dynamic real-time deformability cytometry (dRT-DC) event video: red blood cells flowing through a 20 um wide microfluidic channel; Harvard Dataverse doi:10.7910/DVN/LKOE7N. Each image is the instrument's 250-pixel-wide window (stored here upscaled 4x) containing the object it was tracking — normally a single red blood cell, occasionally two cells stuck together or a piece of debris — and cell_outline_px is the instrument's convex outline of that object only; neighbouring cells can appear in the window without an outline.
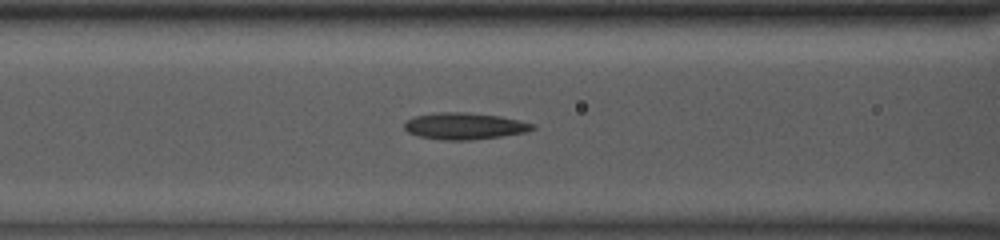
{"species": "common noctule bat (a hibernating species)", "species_latin": "Nyctalus noctula", "temperature_condition": "room temperature", "stored_images_in_passage": 50, "camera_frame_rate_fps": 3000, "um_per_image_px": 0.085, "animal": {"sex": "male", "body_mass_g": 13.0, "forearm_length_mm": 53.1}, "frame": {"image": 1, "passage_image": 20, "time_ms": 6.333, "image_size_px": [1000, 240], "cell_outline_px": [[536, 128], [528, 132], [500, 136], [468, 140], [444, 140], [420, 136], [408, 132], [404, 128], [404, 120], [412, 116], [436, 112], [468, 112], [500, 116], [536, 124]], "centroid_in_image_um": [39.47, 10.7], "position_along_channel_um": 127.1, "area_um2": 20.06}}
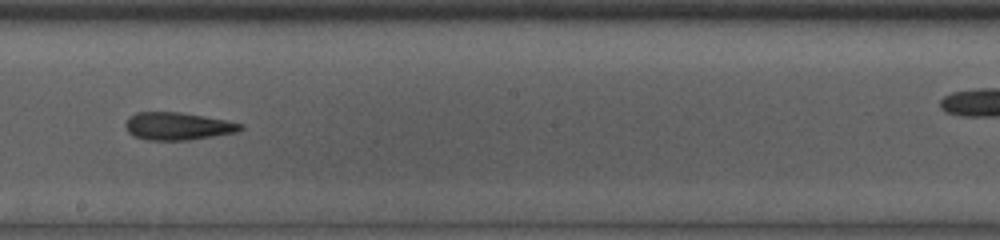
{"frame": {"image": 2, "passage_image": 28, "time_ms": 9.0, "image_size_px": [1000, 240], "cell_outline_px": [[244, 128], [236, 132], [188, 140], [148, 140], [132, 136], [128, 132], [124, 124], [128, 116], [136, 112], [180, 112], [228, 120], [244, 124]], "centroid_in_image_um": [15.08, 10.72], "position_along_channel_um": 233.1, "area_um2": 18.67}}
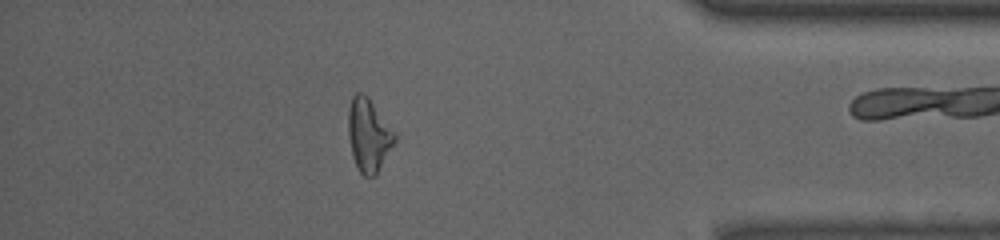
{"frame": {"image": 3, "passage_image": 43, "time_ms": 14.0, "image_size_px": [1000, 240], "cell_outline_px": [[396, 140], [376, 176], [364, 176], [360, 172], [352, 156], [348, 136], [348, 108], [352, 96], [356, 92], [360, 92], [368, 96], [396, 132]], "centroid_in_image_um": [31.34, 11.46], "position_along_channel_um": 403.9, "area_um2": 20.0}, "authors_computed_cell_mechanics": {"area_um2": 19.6809, "velocity_mm_per_s": 3.963, "shape_relaxation_time_tau1_ms": 5.1061, "shape_relaxation_time_tau2_ms": 5.6533, "deformation_change_tau1": 0.1498, "deformation_change_tau2": 0.1323}}